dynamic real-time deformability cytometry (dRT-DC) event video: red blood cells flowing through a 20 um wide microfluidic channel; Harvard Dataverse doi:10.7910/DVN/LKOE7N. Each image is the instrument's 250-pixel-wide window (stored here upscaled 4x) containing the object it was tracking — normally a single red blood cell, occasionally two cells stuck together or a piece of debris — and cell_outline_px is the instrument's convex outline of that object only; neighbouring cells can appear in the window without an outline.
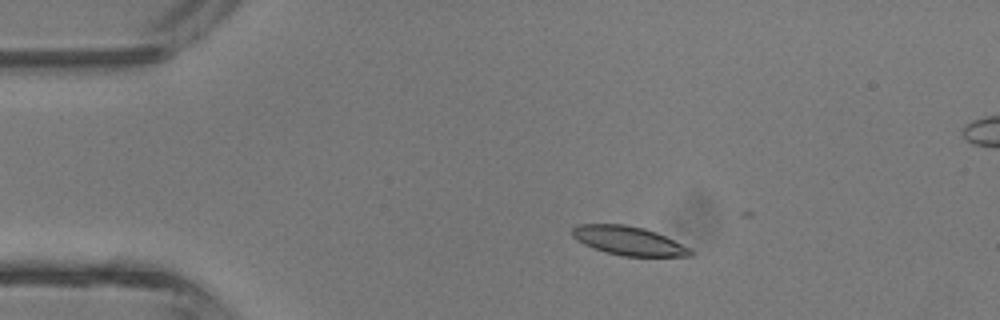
{"species": "common noctule bat (a hibernating species)", "species_latin": "Nyctalus noctula", "temperature_condition": "room temperature", "stored_images_in_passage": 5, "segment_of_instrument_passage": [1, 2], "camera_frame_rate_fps": 3000, "um_per_image_px": 0.085, "animal": {"sex": "male", "body_mass_g": 13.3}, "frame": {"image": 1, "passage_image": 2, "time_ms": 1.333, "image_size_px": [1000, 320], "cell_outline_px": [[692, 256], [624, 256], [604, 252], [584, 244], [576, 240], [572, 236], [572, 228], [576, 224], [624, 224], [644, 228], [656, 232], [692, 248]], "centroid_in_image_um": [53.42, 20.46], "position_along_channel_um": 31.6, "area_um2": 19.94}}